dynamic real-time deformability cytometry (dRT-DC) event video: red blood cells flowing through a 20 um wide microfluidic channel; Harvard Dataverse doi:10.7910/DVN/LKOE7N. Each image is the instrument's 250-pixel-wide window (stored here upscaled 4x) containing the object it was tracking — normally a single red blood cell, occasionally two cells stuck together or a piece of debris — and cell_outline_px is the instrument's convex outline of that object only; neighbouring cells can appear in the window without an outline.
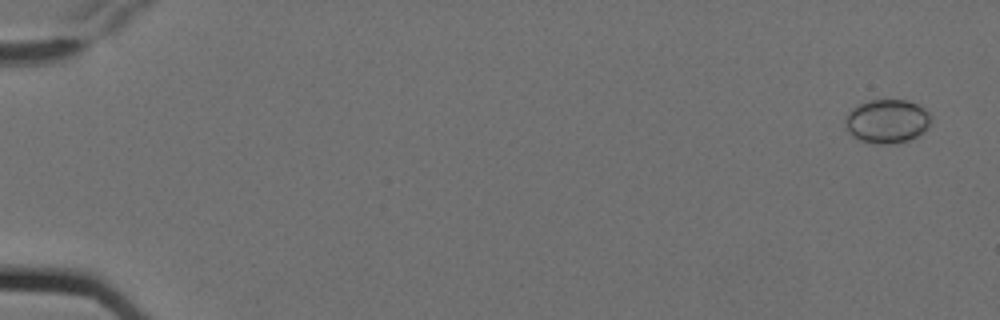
{"species": "Egyptian fruit bat (a non-hibernating species)", "species_latin": "Rousettus aegyptiacus", "temperature_condition": "cold", "stored_images_in_passage": 4, "camera_frame_rate_fps": 3000, "um_per_image_px": 0.085, "animal": {"sex": "female"}, "frame": {"image": 1, "passage_image": 1, "time_ms": 0.0, "image_size_px": [1000, 320], "cell_outline_px": [[928, 128], [924, 132], [908, 140], [892, 144], [876, 144], [860, 140], [852, 136], [848, 132], [844, 124], [844, 116], [852, 108], [860, 104], [872, 100], [904, 100], [916, 104], [924, 108], [928, 112]], "centroid_in_image_um": [75.34, 10.32], "position_along_channel_um": 9.7, "area_um2": 21.79}}